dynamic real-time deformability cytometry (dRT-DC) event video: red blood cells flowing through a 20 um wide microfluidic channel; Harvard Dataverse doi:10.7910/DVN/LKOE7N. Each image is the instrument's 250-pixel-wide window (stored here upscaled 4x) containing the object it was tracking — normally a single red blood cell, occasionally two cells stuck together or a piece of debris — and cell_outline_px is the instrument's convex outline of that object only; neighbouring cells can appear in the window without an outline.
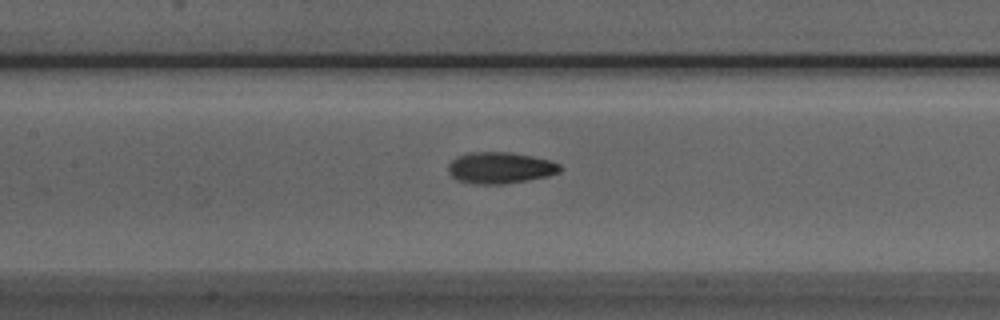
{"species": "Egyptian fruit bat (a non-hibernating species)", "species_latin": "Rousettus aegyptiacus", "temperature_condition": "room temperature", "stored_images_in_passage": 25, "camera_frame_rate_fps": 3000, "um_per_image_px": 0.085, "animal": {"sex": "male"}, "frame": {"image": 1, "passage_image": 8, "time_ms": 2.333, "image_size_px": [1000, 320], "cell_outline_px": [[564, 168], [560, 172], [548, 176], [528, 180], [504, 184], [476, 184], [456, 180], [448, 172], [448, 164], [452, 160], [468, 152], [508, 152], [532, 156], [548, 160], [560, 164]], "centroid_in_image_um": [42.53, 14.27], "position_along_channel_um": 164.9, "area_um2": 20.52}}
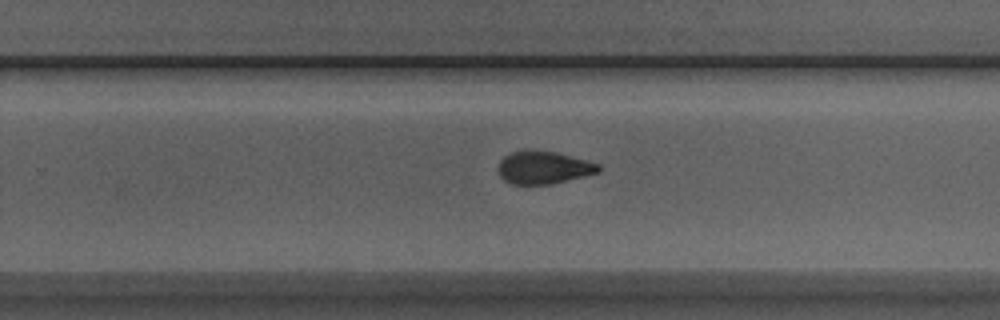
{"frame": {"image": 2, "passage_image": 17, "time_ms": 5.333, "image_size_px": [1000, 320], "cell_outline_px": [[600, 172], [552, 184], [512, 184], [504, 180], [500, 176], [496, 168], [500, 160], [508, 152], [556, 152], [600, 164]], "centroid_in_image_um": [46.18, 14.27], "position_along_channel_um": 283.6, "area_um2": 18.84}}
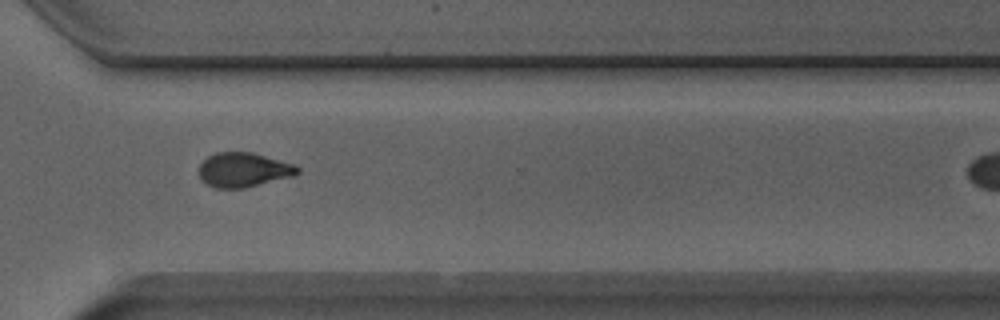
{"frame": {"image": 3, "passage_image": 22, "time_ms": 7.0, "image_size_px": [1000, 320], "cell_outline_px": [[300, 172], [292, 176], [244, 188], [216, 188], [208, 184], [200, 176], [200, 164], [208, 156], [216, 152], [252, 152], [296, 164], [300, 168]], "centroid_in_image_um": [20.74, 14.42], "position_along_channel_um": 349.9, "area_um2": 19.65}}